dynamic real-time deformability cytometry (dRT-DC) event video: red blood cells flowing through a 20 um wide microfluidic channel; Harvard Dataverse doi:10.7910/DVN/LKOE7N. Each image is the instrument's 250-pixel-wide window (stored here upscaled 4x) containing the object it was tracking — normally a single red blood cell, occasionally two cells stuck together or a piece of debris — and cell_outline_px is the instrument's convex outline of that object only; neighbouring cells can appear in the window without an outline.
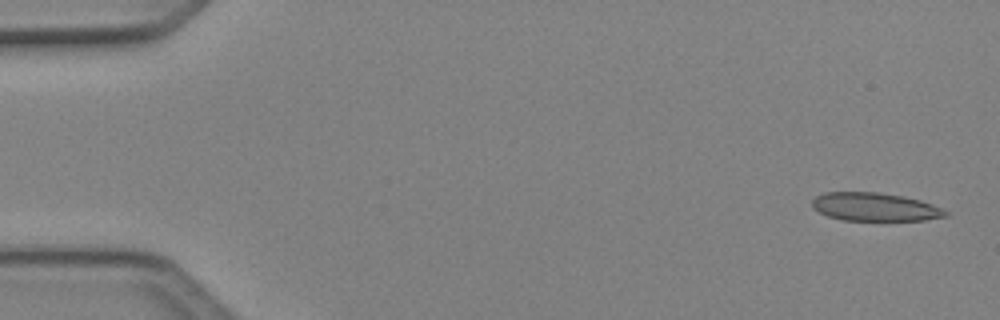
{"species": "Egyptian fruit bat (a non-hibernating species)", "species_latin": "Rousettus aegyptiacus", "temperature_condition": "cold", "stored_images_in_passage": 6, "camera_frame_rate_fps": 3000, "um_per_image_px": 0.085, "animal": {"sex": "female"}, "frame": {"image": 1, "passage_image": 1, "time_ms": 0.0, "image_size_px": [1000, 320], "cell_outline_px": [[948, 216], [924, 220], [840, 220], [828, 216], [812, 208], [812, 200], [816, 196], [824, 192], [880, 192], [904, 196], [920, 200], [932, 204], [948, 212]], "centroid_in_image_um": [74.34, 17.58], "position_along_channel_um": 10.7, "area_um2": 22.02}}
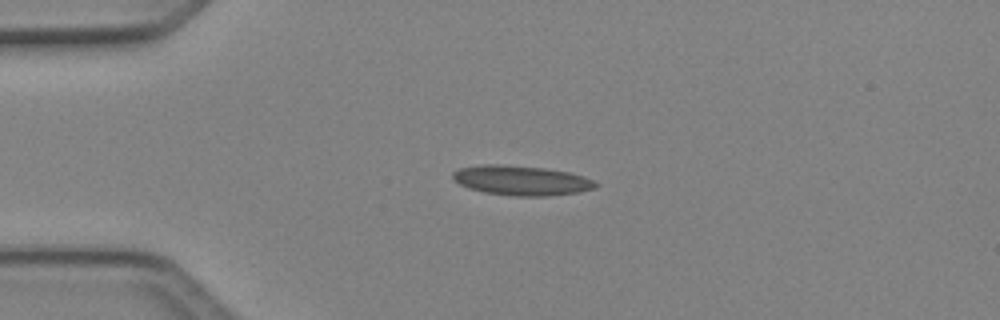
{"frame": {"image": 2, "passage_image": 4, "time_ms": 1.0, "image_size_px": [1000, 320], "cell_outline_px": [[600, 184], [596, 188], [576, 192], [548, 196], [512, 196], [484, 192], [468, 188], [452, 180], [452, 172], [460, 168], [480, 164], [500, 164], [544, 168], [568, 172], [584, 176]], "centroid_in_image_um": [44.29, 15.33], "position_along_channel_um": 40.7, "area_um2": 24.85}}
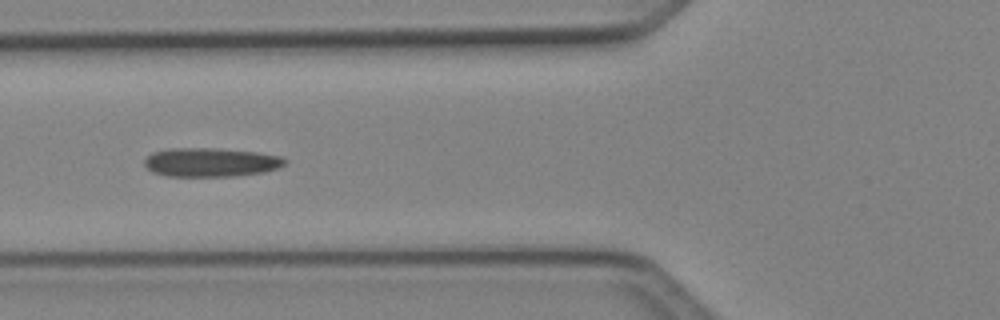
{"frame": {"image": 3, "passage_image": 6, "time_ms": 1.667, "image_size_px": [1000, 320], "cell_outline_px": [[288, 160], [280, 168], [264, 172], [236, 176], [168, 176], [152, 172], [144, 164], [144, 160], [152, 152], [168, 148], [216, 148], [256, 152], [284, 156]], "centroid_in_image_um": [17.95, 13.79], "position_along_channel_um": 107.8, "area_um2": 23.87}}